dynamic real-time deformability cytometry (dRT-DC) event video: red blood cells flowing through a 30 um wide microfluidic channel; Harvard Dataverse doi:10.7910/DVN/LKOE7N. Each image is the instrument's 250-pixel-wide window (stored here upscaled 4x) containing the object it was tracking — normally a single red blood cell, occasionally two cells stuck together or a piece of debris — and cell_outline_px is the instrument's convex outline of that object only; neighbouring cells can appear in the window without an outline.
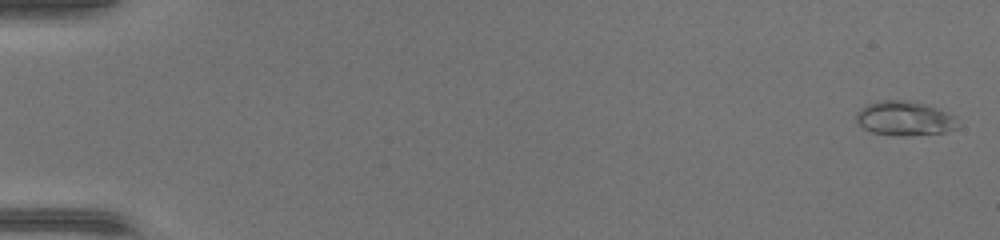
{"species": "common noctule bat (a hibernating species)", "species_latin": "Nyctalus noctula", "temperature_condition": "warm", "stored_images_in_passage": 47, "camera_frame_rate_fps": 3000, "um_per_image_px": 0.085, "animal": {"sex": "female", "body_mass_g": 17.0, "forearm_length_mm": 48.0}, "frame": {"image": 1, "passage_image": 1, "time_ms": 0.0, "image_size_px": [1000, 240], "cell_outline_px": [[960, 124], [956, 128], [944, 132], [908, 136], [896, 136], [872, 132], [864, 128], [856, 120], [856, 112], [860, 108], [868, 104], [880, 100], [904, 100], [928, 104], [956, 116]], "centroid_in_image_um": [76.92, 10.06], "position_along_channel_um": 8.1, "area_um2": 20.58}}
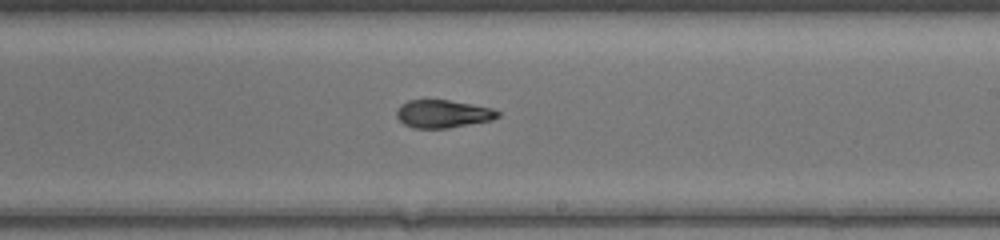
{"frame": {"image": 2, "passage_image": 29, "time_ms": 9.333, "image_size_px": [1000, 240], "cell_outline_px": [[500, 116], [492, 120], [448, 128], [412, 128], [404, 124], [396, 116], [396, 108], [400, 104], [408, 100], [448, 100], [472, 104], [492, 108], [500, 112]], "centroid_in_image_um": [37.63, 9.67], "position_along_channel_um": 251.4, "area_um2": 16.53}}
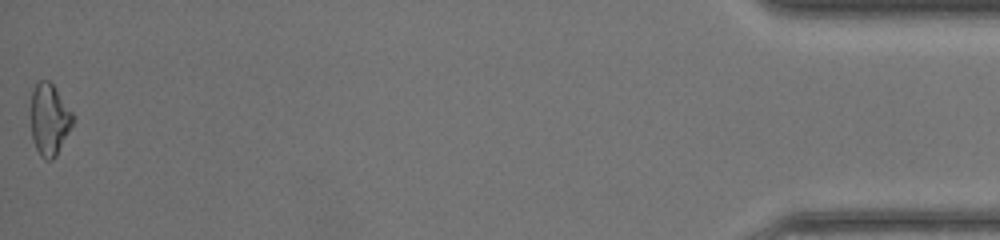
{"frame": {"image": 3, "passage_image": 47, "time_ms": 15.333, "image_size_px": [1000, 240], "cell_outline_px": [[72, 124], [56, 156], [52, 160], [44, 160], [40, 156], [32, 140], [32, 88], [36, 80], [48, 80], [56, 88], [72, 112]], "centroid_in_image_um": [4.17, 10.14], "position_along_channel_um": 431.0, "area_um2": 17.34}}